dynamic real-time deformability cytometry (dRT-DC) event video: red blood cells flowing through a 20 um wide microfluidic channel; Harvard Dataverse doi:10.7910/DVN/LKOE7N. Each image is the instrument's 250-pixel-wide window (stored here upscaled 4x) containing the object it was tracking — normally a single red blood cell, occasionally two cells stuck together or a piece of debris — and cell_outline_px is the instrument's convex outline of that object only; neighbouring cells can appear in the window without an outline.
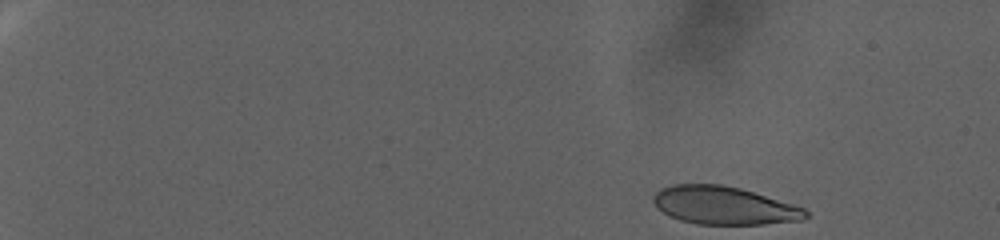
{"species": "human", "species_latin": "Homo sapiens", "temperature_condition": "warm", "stored_images_in_passage": 80, "camera_frame_rate_fps": 3000, "um_per_image_px": 0.085, "donor": {"sex": "female"}, "frame": {"image": 1, "passage_image": 1, "time_ms": 0.0, "image_size_px": [1000, 240], "cell_outline_px": [[808, 216], [800, 220], [764, 224], [696, 224], [680, 220], [668, 216], [656, 208], [652, 200], [652, 196], [660, 188], [672, 184], [720, 184], [740, 188], [792, 204], [804, 208], [808, 212]], "centroid_in_image_um": [61.47, 17.46], "position_along_channel_um": 23.5, "area_um2": 33.76}}
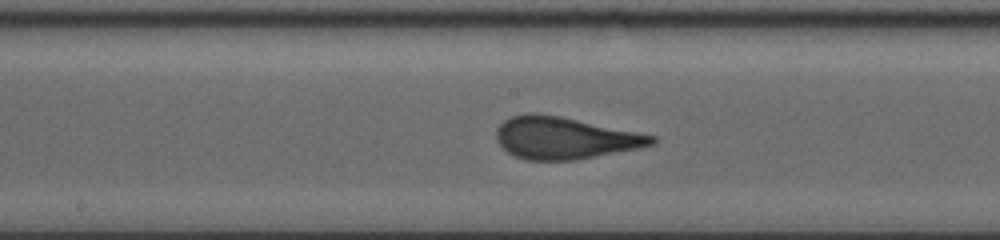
{"frame": {"image": 2, "passage_image": 44, "time_ms": 14.333, "image_size_px": [1000, 240], "cell_outline_px": [[656, 144], [640, 148], [572, 160], [524, 160], [508, 152], [496, 140], [496, 128], [504, 120], [512, 116], [528, 112], [536, 112], [560, 116], [656, 136]], "centroid_in_image_um": [47.97, 11.72], "position_along_channel_um": 200.2, "area_um2": 37.92}}
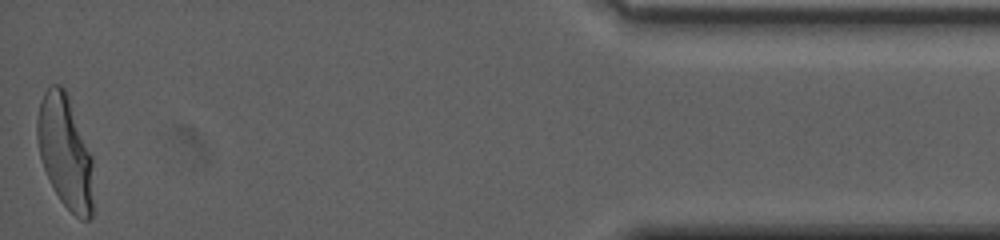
{"frame": {"image": 3, "passage_image": 80, "time_ms": 26.333, "image_size_px": [1000, 240], "cell_outline_px": [[92, 216], [88, 220], [80, 220], [60, 200], [44, 168], [40, 156], [36, 136], [36, 120], [40, 100], [44, 92], [52, 84], [60, 84], [64, 88], [68, 96], [92, 156]], "centroid_in_image_um": [5.52, 12.89], "position_along_channel_um": 429.7, "area_um2": 36.65}, "authors_computed_cell_mechanics": {"area_um2": 36.9342, "velocity_mm_per_s": 2.4214, "shape_relaxation_time_tau1_ms": 8.6587, "shape_relaxation_time_tau2_ms": null, "deformation_change_tau1": 0.2375, "deformation_change_tau2": null}}